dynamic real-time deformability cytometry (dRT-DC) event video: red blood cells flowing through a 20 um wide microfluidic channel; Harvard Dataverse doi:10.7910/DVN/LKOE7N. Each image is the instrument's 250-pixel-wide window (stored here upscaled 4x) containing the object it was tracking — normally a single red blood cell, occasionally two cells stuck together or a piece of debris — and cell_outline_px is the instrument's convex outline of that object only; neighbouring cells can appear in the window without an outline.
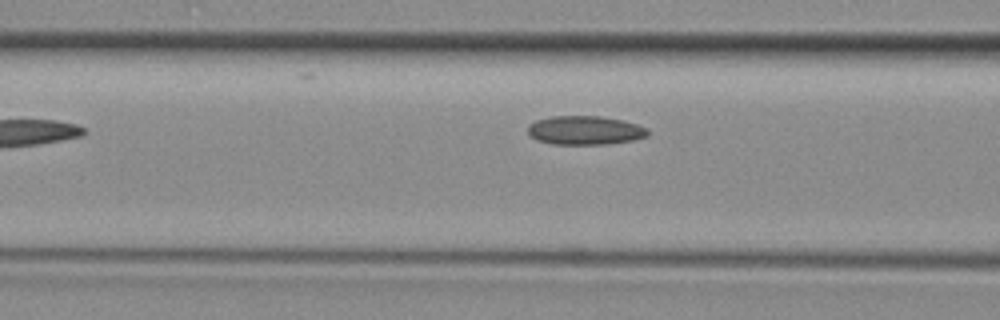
{"species": "common noctule bat (a hibernating species)", "species_latin": "Nyctalus noctula", "temperature_condition": "room temperature", "stored_images_in_passage": 8, "camera_frame_rate_fps": 3000, "um_per_image_px": 0.085, "animal": {"sex": "female", "body_mass_g": 29.2, "forearm_length_mm": 56.3}, "frame": {"image": 1, "passage_image": 7, "time_ms": 2.0, "image_size_px": [1000, 320], "cell_outline_px": [[648, 136], [632, 140], [608, 144], [552, 144], [536, 140], [528, 132], [528, 124], [536, 120], [552, 116], [600, 116], [624, 120], [648, 128]], "centroid_in_image_um": [49.72, 11.07], "position_along_channel_um": 116.9, "area_um2": 20.23}}
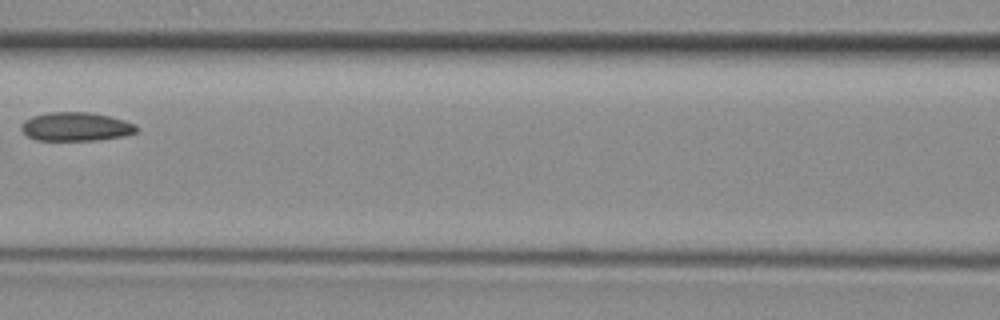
{"frame": {"image": 2, "passage_image": 8, "time_ms": 2.333, "image_size_px": [1000, 320], "cell_outline_px": [[140, 132], [128, 136], [96, 140], [36, 140], [28, 136], [20, 128], [20, 124], [24, 120], [32, 116], [48, 112], [92, 112], [124, 120], [136, 124], [140, 128]], "centroid_in_image_um": [6.51, 10.77], "position_along_channel_um": 160.1, "area_um2": 19.65}}